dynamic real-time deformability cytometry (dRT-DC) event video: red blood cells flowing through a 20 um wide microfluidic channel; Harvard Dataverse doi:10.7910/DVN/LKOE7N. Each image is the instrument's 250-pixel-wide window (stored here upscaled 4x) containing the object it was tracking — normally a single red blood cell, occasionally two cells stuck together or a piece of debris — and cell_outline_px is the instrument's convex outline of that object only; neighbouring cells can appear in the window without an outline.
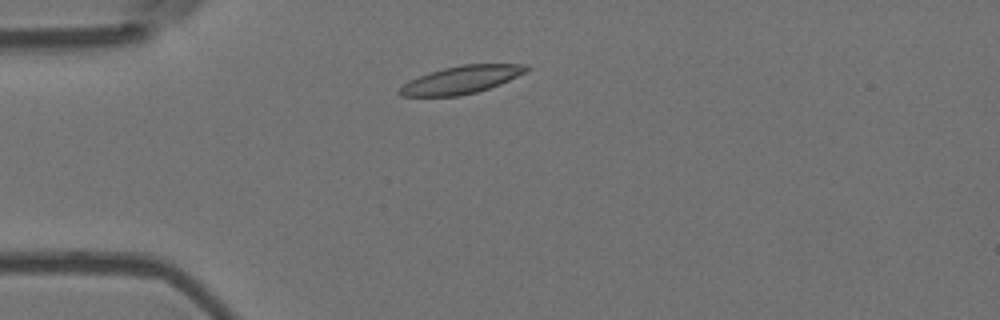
{"species": "Egyptian fruit bat (a non-hibernating species)", "species_latin": "Rousettus aegyptiacus", "temperature_condition": "room temperature", "stored_images_in_passage": 13, "camera_frame_rate_fps": 3000, "um_per_image_px": 0.085, "animal": {"sex": "female"}, "frame": {"image": 1, "passage_image": 2, "time_ms": 0.333, "image_size_px": [1000, 320], "cell_outline_px": [[528, 72], [500, 84], [476, 92], [460, 96], [400, 96], [396, 92], [404, 84], [420, 76], [444, 68], [464, 64], [528, 64]], "centroid_in_image_um": [39.25, 6.78], "position_along_channel_um": 45.7, "area_um2": 20.29}}
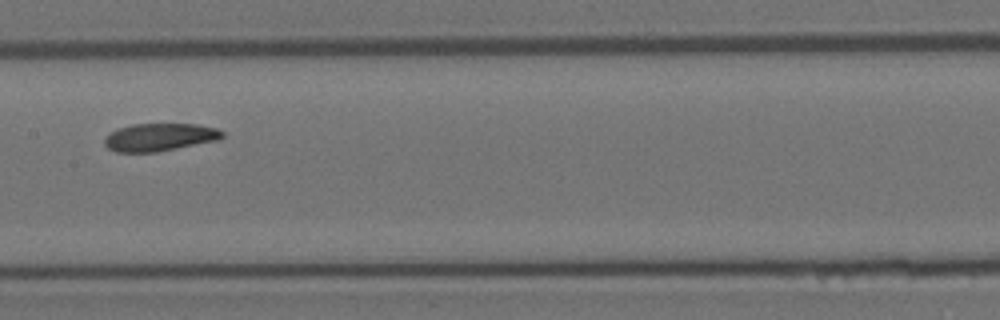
{"frame": {"image": 2, "passage_image": 6, "time_ms": 1.667, "image_size_px": [1000, 320], "cell_outline_px": [[224, 136], [220, 140], [156, 152], [116, 152], [108, 148], [104, 144], [104, 140], [108, 132], [132, 124], [196, 124], [216, 128], [224, 132]], "centroid_in_image_um": [13.57, 11.66], "position_along_channel_um": 193.8, "area_um2": 19.13}}
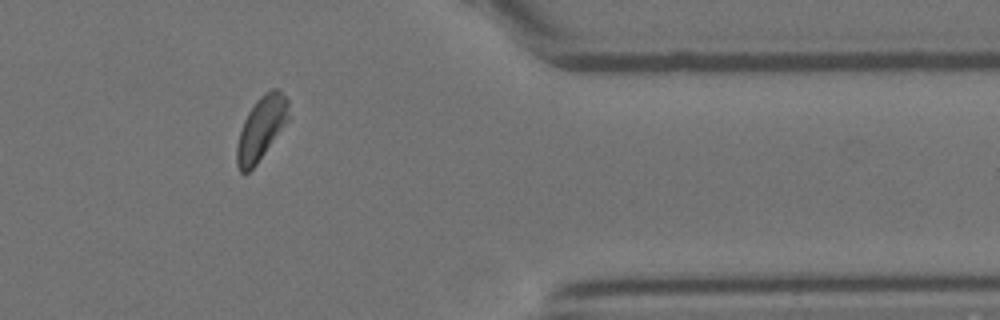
{"frame": {"image": 3, "passage_image": 11, "time_ms": 3.333, "image_size_px": [1000, 320], "cell_outline_px": [[292, 116], [256, 164], [248, 172], [240, 172], [236, 164], [236, 144], [244, 120], [248, 112], [256, 100], [264, 92], [272, 88], [276, 88], [288, 100]], "centroid_in_image_um": [22.22, 10.88], "position_along_channel_um": 389.2, "area_um2": 19.25}}